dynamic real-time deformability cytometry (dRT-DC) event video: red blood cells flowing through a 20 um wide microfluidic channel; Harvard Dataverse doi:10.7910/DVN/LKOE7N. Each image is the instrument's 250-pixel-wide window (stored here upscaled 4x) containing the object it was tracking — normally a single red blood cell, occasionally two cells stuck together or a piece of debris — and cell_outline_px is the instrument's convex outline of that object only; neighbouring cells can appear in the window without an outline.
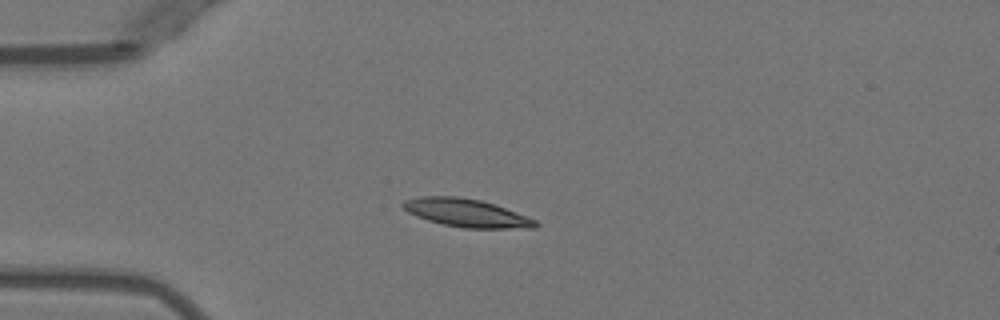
{"species": "Egyptian fruit bat (a non-hibernating species)", "species_latin": "Rousettus aegyptiacus", "temperature_condition": "warm", "stored_images_in_passage": 39, "camera_frame_rate_fps": 3000, "um_per_image_px": 0.085, "animal": {"sex": "female"}, "frame": {"image": 1, "passage_image": 1, "time_ms": 0.0, "image_size_px": [1000, 320], "cell_outline_px": [[540, 224], [536, 228], [464, 228], [444, 224], [428, 220], [416, 216], [408, 212], [400, 204], [404, 200], [420, 196], [460, 196], [480, 200], [516, 212], [536, 220]], "centroid_in_image_um": [39.63, 18.09], "position_along_channel_um": 45.4, "area_um2": 21.56}}
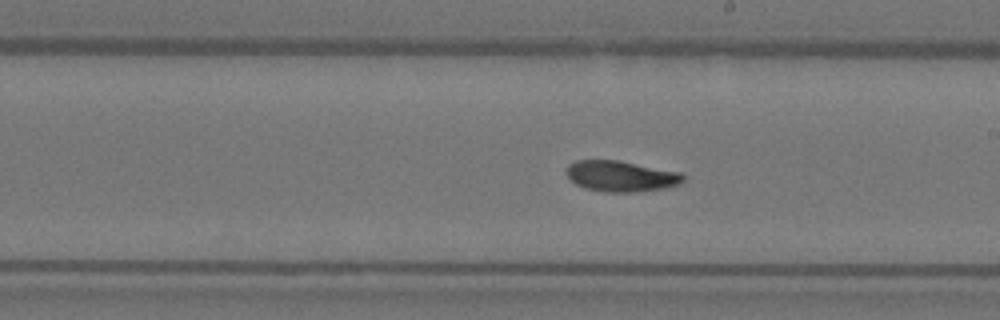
{"frame": {"image": 2, "passage_image": 17, "time_ms": 5.333, "image_size_px": [1000, 320], "cell_outline_px": [[684, 180], [680, 184], [664, 188], [636, 192], [604, 192], [584, 188], [576, 184], [564, 172], [568, 164], [576, 160], [620, 160], [680, 172], [684, 176]], "centroid_in_image_um": [52.76, 14.97], "position_along_channel_um": 236.2, "area_um2": 21.15}}
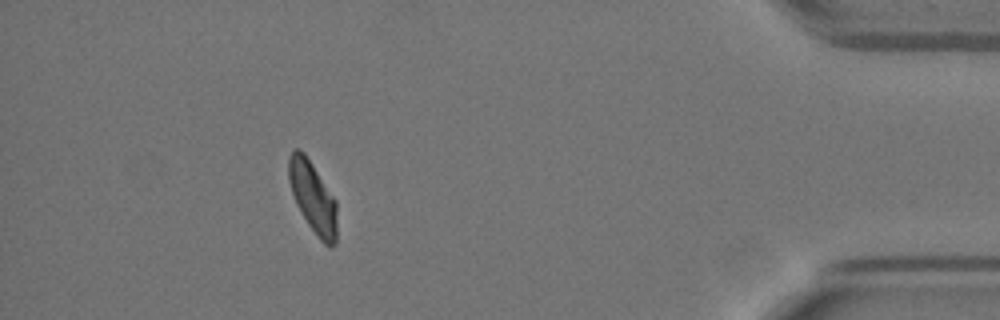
{"frame": {"image": 3, "passage_image": 34, "time_ms": 11.0, "image_size_px": [1000, 320], "cell_outline_px": [[336, 244], [332, 248], [328, 248], [320, 240], [308, 224], [296, 204], [288, 180], [288, 156], [292, 148], [300, 148], [304, 152], [336, 200]], "centroid_in_image_um": [26.58, 16.76], "position_along_channel_um": 408.6, "area_um2": 20.17}, "authors_computed_cell_mechanics": {"area_um2": 20.9236, "velocity_mm_per_s": 3.9661, "shape_relaxation_time_tau1_ms": 4.4443, "shape_relaxation_time_tau2_ms": 2.9437, "deformation_change_tau1": 0.164, "deformation_change_tau2": 0.082}}